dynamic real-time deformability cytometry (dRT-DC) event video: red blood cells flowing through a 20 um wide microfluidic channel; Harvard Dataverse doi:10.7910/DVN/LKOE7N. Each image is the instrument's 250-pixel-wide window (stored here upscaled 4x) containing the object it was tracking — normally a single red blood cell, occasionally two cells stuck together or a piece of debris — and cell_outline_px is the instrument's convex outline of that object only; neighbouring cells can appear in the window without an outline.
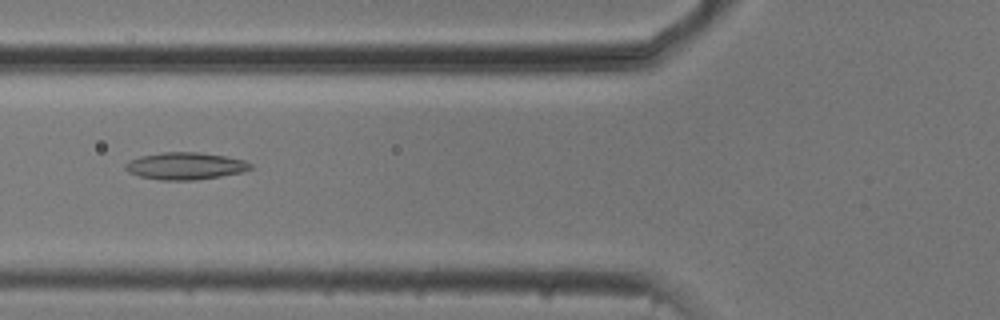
{"species": "common noctule bat (a hibernating species)", "species_latin": "Nyctalus noctula", "temperature_condition": "cold", "stored_images_in_passage": 53, "camera_frame_rate_fps": 3000, "um_per_image_px": 0.085, "animal": {"sex": "male", "body_mass_g": 20.5, "forearm_length_mm": 52.5}, "frame": {"image": 1, "passage_image": 20, "time_ms": 6.333, "image_size_px": [1000, 320], "cell_outline_px": [[252, 168], [244, 172], [196, 180], [160, 180], [140, 176], [128, 172], [124, 168], [124, 164], [140, 156], [164, 152], [200, 152], [228, 156], [244, 160], [252, 164]], "centroid_in_image_um": [15.78, 14.1], "position_along_channel_um": 110.0, "area_um2": 19.88}}
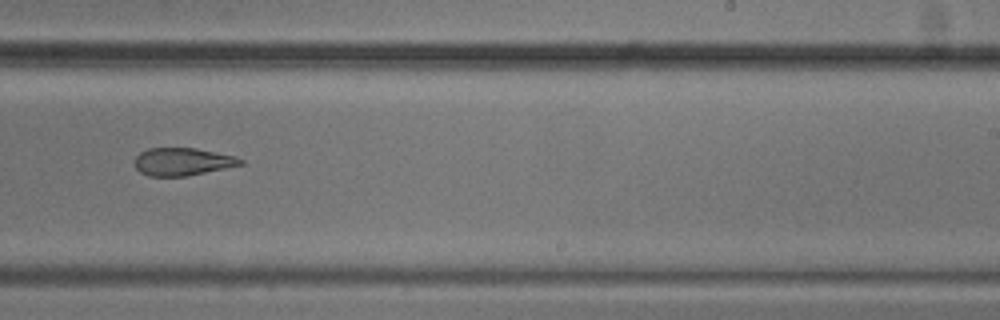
{"frame": {"image": 2, "passage_image": 33, "time_ms": 10.667, "image_size_px": [1000, 320], "cell_outline_px": [[244, 164], [188, 176], [148, 176], [140, 172], [136, 168], [136, 156], [140, 152], [148, 148], [196, 148], [236, 156], [244, 160]], "centroid_in_image_um": [15.54, 13.74], "position_along_channel_um": 273.5, "area_um2": 17.11}}
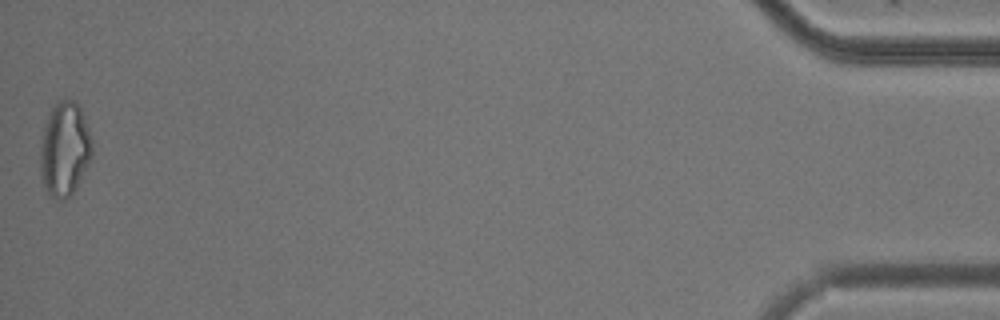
{"frame": {"image": 3, "passage_image": 53, "time_ms": 17.333, "image_size_px": [1000, 320], "cell_outline_px": [[92, 156], [76, 188], [64, 200], [60, 200], [52, 196], [48, 192], [44, 184], [40, 172], [40, 136], [52, 108], [56, 104], [64, 100], [76, 100], [80, 108], [88, 128], [92, 140]], "centroid_in_image_um": [5.49, 12.68], "position_along_channel_um": 429.7, "area_um2": 28.21}, "authors_computed_cell_mechanics": {"area_um2": 20.9236, "velocity_mm_per_s": 3.7676, "shape_relaxation_time_tau1_ms": null, "shape_relaxation_time_tau2_ms": 4.0739, "deformation_change_tau1": null, "deformation_change_tau2": 0.1337}}